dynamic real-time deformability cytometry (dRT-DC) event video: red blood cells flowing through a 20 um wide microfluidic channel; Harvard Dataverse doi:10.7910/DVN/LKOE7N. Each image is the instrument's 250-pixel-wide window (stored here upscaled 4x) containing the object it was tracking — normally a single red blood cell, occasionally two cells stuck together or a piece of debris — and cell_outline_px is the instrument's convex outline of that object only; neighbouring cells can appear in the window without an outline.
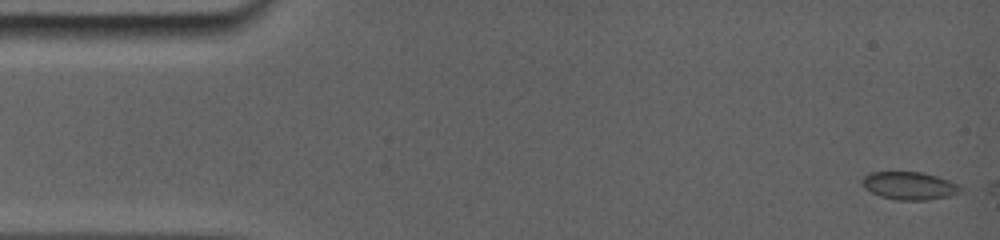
{"species": "common noctule bat (a hibernating species)", "species_latin": "Nyctalus noctula", "temperature_condition": "room temperature", "stored_images_in_passage": 61, "camera_frame_rate_fps": 5000, "um_per_image_px": 0.085, "animal": {"sex": "female", "body_mass_g": 19.0, "forearm_length_mm": 56.7}, "frame": {"image": 1, "passage_image": 1, "time_ms": 0.0, "image_size_px": [1000, 240], "cell_outline_px": [[960, 192], [948, 196], [928, 200], [896, 200], [880, 196], [872, 192], [864, 184], [864, 176], [872, 172], [920, 172], [936, 176], [948, 180], [956, 184], [960, 188]], "centroid_in_image_um": [77.31, 15.79], "position_along_channel_um": 7.7, "area_um2": 15.49}}
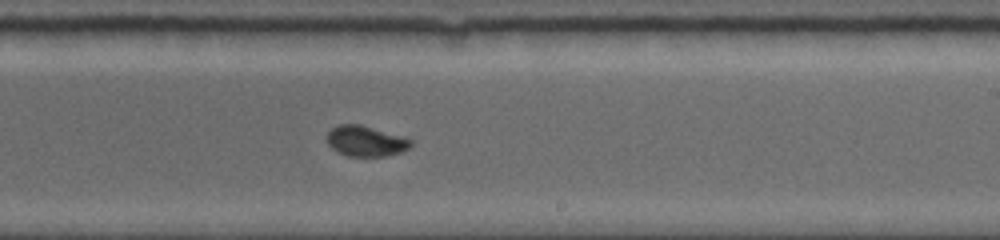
{"frame": {"image": 2, "passage_image": 38, "time_ms": 9.6, "image_size_px": [1000, 240], "cell_outline_px": [[412, 144], [408, 148], [400, 152], [388, 156], [348, 156], [332, 148], [328, 144], [328, 132], [332, 128], [340, 124], [360, 124], [404, 136], [412, 140]], "centroid_in_image_um": [31.12, 11.98], "position_along_channel_um": 257.9, "area_um2": 14.85}}
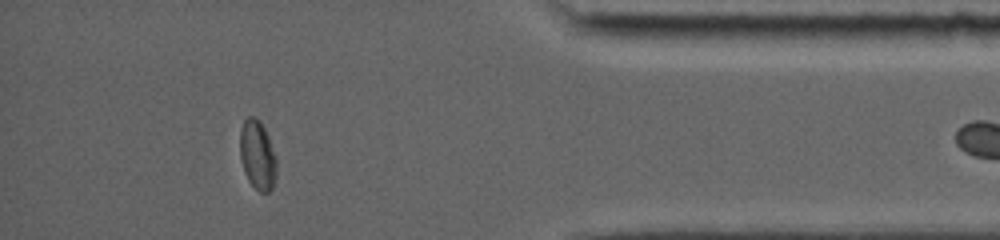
{"frame": {"image": 3, "passage_image": 60, "time_ms": 14.2, "image_size_px": [1000, 240], "cell_outline_px": [[276, 176], [272, 188], [268, 192], [260, 192], [248, 180], [244, 172], [240, 156], [240, 128], [244, 120], [248, 116], [256, 116], [260, 120], [268, 136], [276, 160]], "centroid_in_image_um": [21.87, 13.15], "position_along_channel_um": 413.3, "area_um2": 14.74}}